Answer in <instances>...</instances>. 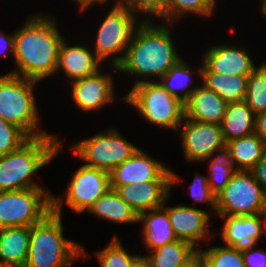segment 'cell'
Masks as SVG:
<instances>
[{
  "label": "cell",
  "mask_w": 266,
  "mask_h": 267,
  "mask_svg": "<svg viewBox=\"0 0 266 267\" xmlns=\"http://www.w3.org/2000/svg\"><path fill=\"white\" fill-rule=\"evenodd\" d=\"M50 15L31 16L14 35L15 69L8 72L40 82L56 74L59 47L64 39Z\"/></svg>",
  "instance_id": "obj_1"
},
{
  "label": "cell",
  "mask_w": 266,
  "mask_h": 267,
  "mask_svg": "<svg viewBox=\"0 0 266 267\" xmlns=\"http://www.w3.org/2000/svg\"><path fill=\"white\" fill-rule=\"evenodd\" d=\"M164 24L142 21L133 34L123 61L117 66L119 72L144 77L135 84L146 81L148 76L160 79L182 59L171 39L169 28H173V23Z\"/></svg>",
  "instance_id": "obj_2"
},
{
  "label": "cell",
  "mask_w": 266,
  "mask_h": 267,
  "mask_svg": "<svg viewBox=\"0 0 266 267\" xmlns=\"http://www.w3.org/2000/svg\"><path fill=\"white\" fill-rule=\"evenodd\" d=\"M58 136L30 138L19 149L0 156V192L41 187L31 178L57 157L62 148Z\"/></svg>",
  "instance_id": "obj_3"
},
{
  "label": "cell",
  "mask_w": 266,
  "mask_h": 267,
  "mask_svg": "<svg viewBox=\"0 0 266 267\" xmlns=\"http://www.w3.org/2000/svg\"><path fill=\"white\" fill-rule=\"evenodd\" d=\"M90 255L74 241L63 237L62 215L53 210L30 226V243L24 267H68L72 260Z\"/></svg>",
  "instance_id": "obj_4"
},
{
  "label": "cell",
  "mask_w": 266,
  "mask_h": 267,
  "mask_svg": "<svg viewBox=\"0 0 266 267\" xmlns=\"http://www.w3.org/2000/svg\"><path fill=\"white\" fill-rule=\"evenodd\" d=\"M38 83L11 73L0 75V117L22 129L30 138L49 134L39 130L40 118L33 94Z\"/></svg>",
  "instance_id": "obj_5"
},
{
  "label": "cell",
  "mask_w": 266,
  "mask_h": 267,
  "mask_svg": "<svg viewBox=\"0 0 266 267\" xmlns=\"http://www.w3.org/2000/svg\"><path fill=\"white\" fill-rule=\"evenodd\" d=\"M121 98L138 110L145 121L177 131L185 117L184 103L172 96L158 80L141 81Z\"/></svg>",
  "instance_id": "obj_6"
},
{
  "label": "cell",
  "mask_w": 266,
  "mask_h": 267,
  "mask_svg": "<svg viewBox=\"0 0 266 267\" xmlns=\"http://www.w3.org/2000/svg\"><path fill=\"white\" fill-rule=\"evenodd\" d=\"M135 15L129 7L115 2L98 28L93 52L102 63L112 57L111 65L115 71L124 59L135 30L142 23L137 22ZM117 53L120 56H115Z\"/></svg>",
  "instance_id": "obj_7"
},
{
  "label": "cell",
  "mask_w": 266,
  "mask_h": 267,
  "mask_svg": "<svg viewBox=\"0 0 266 267\" xmlns=\"http://www.w3.org/2000/svg\"><path fill=\"white\" fill-rule=\"evenodd\" d=\"M138 149L133 143L123 138L118 130L110 128L92 137L77 141L70 150L74 157L85 162L84 165L110 173Z\"/></svg>",
  "instance_id": "obj_8"
},
{
  "label": "cell",
  "mask_w": 266,
  "mask_h": 267,
  "mask_svg": "<svg viewBox=\"0 0 266 267\" xmlns=\"http://www.w3.org/2000/svg\"><path fill=\"white\" fill-rule=\"evenodd\" d=\"M52 211V194L42 187L0 192V229L31 225Z\"/></svg>",
  "instance_id": "obj_9"
},
{
  "label": "cell",
  "mask_w": 266,
  "mask_h": 267,
  "mask_svg": "<svg viewBox=\"0 0 266 267\" xmlns=\"http://www.w3.org/2000/svg\"><path fill=\"white\" fill-rule=\"evenodd\" d=\"M266 214V193L251 171L239 170L216 195V215Z\"/></svg>",
  "instance_id": "obj_10"
},
{
  "label": "cell",
  "mask_w": 266,
  "mask_h": 267,
  "mask_svg": "<svg viewBox=\"0 0 266 267\" xmlns=\"http://www.w3.org/2000/svg\"><path fill=\"white\" fill-rule=\"evenodd\" d=\"M65 201L52 195V210L62 215L64 203L75 213H83L110 188L109 172L82 165L71 178Z\"/></svg>",
  "instance_id": "obj_11"
},
{
  "label": "cell",
  "mask_w": 266,
  "mask_h": 267,
  "mask_svg": "<svg viewBox=\"0 0 266 267\" xmlns=\"http://www.w3.org/2000/svg\"><path fill=\"white\" fill-rule=\"evenodd\" d=\"M182 123L181 146L184 157L191 163L206 162L214 156L215 150L225 144L219 124L193 121L185 117Z\"/></svg>",
  "instance_id": "obj_12"
},
{
  "label": "cell",
  "mask_w": 266,
  "mask_h": 267,
  "mask_svg": "<svg viewBox=\"0 0 266 267\" xmlns=\"http://www.w3.org/2000/svg\"><path fill=\"white\" fill-rule=\"evenodd\" d=\"M110 188L154 180H172L171 170L148 153L138 149L129 159L116 166L110 173Z\"/></svg>",
  "instance_id": "obj_13"
},
{
  "label": "cell",
  "mask_w": 266,
  "mask_h": 267,
  "mask_svg": "<svg viewBox=\"0 0 266 267\" xmlns=\"http://www.w3.org/2000/svg\"><path fill=\"white\" fill-rule=\"evenodd\" d=\"M172 180H154L142 185L118 186L115 191L136 213L157 209L170 199L172 185L180 182V177L171 170Z\"/></svg>",
  "instance_id": "obj_14"
},
{
  "label": "cell",
  "mask_w": 266,
  "mask_h": 267,
  "mask_svg": "<svg viewBox=\"0 0 266 267\" xmlns=\"http://www.w3.org/2000/svg\"><path fill=\"white\" fill-rule=\"evenodd\" d=\"M162 206L170 218V224L177 239L186 241L195 247L201 240L215 237V233L208 229L210 213L186 205L166 207Z\"/></svg>",
  "instance_id": "obj_15"
},
{
  "label": "cell",
  "mask_w": 266,
  "mask_h": 267,
  "mask_svg": "<svg viewBox=\"0 0 266 267\" xmlns=\"http://www.w3.org/2000/svg\"><path fill=\"white\" fill-rule=\"evenodd\" d=\"M225 219L221 236L225 246L244 251L257 245L266 235V214L219 216Z\"/></svg>",
  "instance_id": "obj_16"
},
{
  "label": "cell",
  "mask_w": 266,
  "mask_h": 267,
  "mask_svg": "<svg viewBox=\"0 0 266 267\" xmlns=\"http://www.w3.org/2000/svg\"><path fill=\"white\" fill-rule=\"evenodd\" d=\"M110 75L101 70L72 82V99L85 112L98 111L114 101V84Z\"/></svg>",
  "instance_id": "obj_17"
},
{
  "label": "cell",
  "mask_w": 266,
  "mask_h": 267,
  "mask_svg": "<svg viewBox=\"0 0 266 267\" xmlns=\"http://www.w3.org/2000/svg\"><path fill=\"white\" fill-rule=\"evenodd\" d=\"M205 52L201 64L211 72L225 76H249L257 68L247 49L243 47L222 44L207 48Z\"/></svg>",
  "instance_id": "obj_18"
},
{
  "label": "cell",
  "mask_w": 266,
  "mask_h": 267,
  "mask_svg": "<svg viewBox=\"0 0 266 267\" xmlns=\"http://www.w3.org/2000/svg\"><path fill=\"white\" fill-rule=\"evenodd\" d=\"M101 61L84 45L69 46L65 38L59 47L57 72L63 70L71 82L99 71Z\"/></svg>",
  "instance_id": "obj_19"
},
{
  "label": "cell",
  "mask_w": 266,
  "mask_h": 267,
  "mask_svg": "<svg viewBox=\"0 0 266 267\" xmlns=\"http://www.w3.org/2000/svg\"><path fill=\"white\" fill-rule=\"evenodd\" d=\"M227 105L218 94L201 84L184 104L185 118L221 125Z\"/></svg>",
  "instance_id": "obj_20"
},
{
  "label": "cell",
  "mask_w": 266,
  "mask_h": 267,
  "mask_svg": "<svg viewBox=\"0 0 266 267\" xmlns=\"http://www.w3.org/2000/svg\"><path fill=\"white\" fill-rule=\"evenodd\" d=\"M30 243V227L14 226L0 229V265L24 267Z\"/></svg>",
  "instance_id": "obj_21"
},
{
  "label": "cell",
  "mask_w": 266,
  "mask_h": 267,
  "mask_svg": "<svg viewBox=\"0 0 266 267\" xmlns=\"http://www.w3.org/2000/svg\"><path fill=\"white\" fill-rule=\"evenodd\" d=\"M139 222L143 223L142 237L148 251L178 240L163 207L140 213Z\"/></svg>",
  "instance_id": "obj_22"
},
{
  "label": "cell",
  "mask_w": 266,
  "mask_h": 267,
  "mask_svg": "<svg viewBox=\"0 0 266 267\" xmlns=\"http://www.w3.org/2000/svg\"><path fill=\"white\" fill-rule=\"evenodd\" d=\"M198 77L206 88L213 90L227 104L241 102L247 93L248 76H225L211 72L204 64L198 67Z\"/></svg>",
  "instance_id": "obj_23"
},
{
  "label": "cell",
  "mask_w": 266,
  "mask_h": 267,
  "mask_svg": "<svg viewBox=\"0 0 266 267\" xmlns=\"http://www.w3.org/2000/svg\"><path fill=\"white\" fill-rule=\"evenodd\" d=\"M87 211L113 223H138L137 213L111 188L99 197Z\"/></svg>",
  "instance_id": "obj_24"
},
{
  "label": "cell",
  "mask_w": 266,
  "mask_h": 267,
  "mask_svg": "<svg viewBox=\"0 0 266 267\" xmlns=\"http://www.w3.org/2000/svg\"><path fill=\"white\" fill-rule=\"evenodd\" d=\"M221 127L225 143L244 137L255 132V114L244 100L229 103Z\"/></svg>",
  "instance_id": "obj_25"
},
{
  "label": "cell",
  "mask_w": 266,
  "mask_h": 267,
  "mask_svg": "<svg viewBox=\"0 0 266 267\" xmlns=\"http://www.w3.org/2000/svg\"><path fill=\"white\" fill-rule=\"evenodd\" d=\"M238 170L251 171L266 152V144L255 133L227 142Z\"/></svg>",
  "instance_id": "obj_26"
},
{
  "label": "cell",
  "mask_w": 266,
  "mask_h": 267,
  "mask_svg": "<svg viewBox=\"0 0 266 267\" xmlns=\"http://www.w3.org/2000/svg\"><path fill=\"white\" fill-rule=\"evenodd\" d=\"M193 75H195V72L190 69L189 64L182 58L158 81L172 96L185 104L198 87L189 88L190 84L193 83Z\"/></svg>",
  "instance_id": "obj_27"
},
{
  "label": "cell",
  "mask_w": 266,
  "mask_h": 267,
  "mask_svg": "<svg viewBox=\"0 0 266 267\" xmlns=\"http://www.w3.org/2000/svg\"><path fill=\"white\" fill-rule=\"evenodd\" d=\"M216 152H218V154L210 160L211 162L208 170L209 177H207L211 191L215 195L219 194L229 183L234 173L239 171L231 156V150L227 143L215 150L214 154Z\"/></svg>",
  "instance_id": "obj_28"
},
{
  "label": "cell",
  "mask_w": 266,
  "mask_h": 267,
  "mask_svg": "<svg viewBox=\"0 0 266 267\" xmlns=\"http://www.w3.org/2000/svg\"><path fill=\"white\" fill-rule=\"evenodd\" d=\"M199 248L182 240L166 243L145 255L151 267H180Z\"/></svg>",
  "instance_id": "obj_29"
},
{
  "label": "cell",
  "mask_w": 266,
  "mask_h": 267,
  "mask_svg": "<svg viewBox=\"0 0 266 267\" xmlns=\"http://www.w3.org/2000/svg\"><path fill=\"white\" fill-rule=\"evenodd\" d=\"M216 8L214 0H166V22L172 24L183 15L196 14L209 17Z\"/></svg>",
  "instance_id": "obj_30"
},
{
  "label": "cell",
  "mask_w": 266,
  "mask_h": 267,
  "mask_svg": "<svg viewBox=\"0 0 266 267\" xmlns=\"http://www.w3.org/2000/svg\"><path fill=\"white\" fill-rule=\"evenodd\" d=\"M244 101L253 113L266 112V63H262L249 76Z\"/></svg>",
  "instance_id": "obj_31"
},
{
  "label": "cell",
  "mask_w": 266,
  "mask_h": 267,
  "mask_svg": "<svg viewBox=\"0 0 266 267\" xmlns=\"http://www.w3.org/2000/svg\"><path fill=\"white\" fill-rule=\"evenodd\" d=\"M205 267H245L242 251L228 246H213L208 250L198 249Z\"/></svg>",
  "instance_id": "obj_32"
},
{
  "label": "cell",
  "mask_w": 266,
  "mask_h": 267,
  "mask_svg": "<svg viewBox=\"0 0 266 267\" xmlns=\"http://www.w3.org/2000/svg\"><path fill=\"white\" fill-rule=\"evenodd\" d=\"M100 267H130L132 261L138 256L128 253L116 235L102 250L96 251Z\"/></svg>",
  "instance_id": "obj_33"
},
{
  "label": "cell",
  "mask_w": 266,
  "mask_h": 267,
  "mask_svg": "<svg viewBox=\"0 0 266 267\" xmlns=\"http://www.w3.org/2000/svg\"><path fill=\"white\" fill-rule=\"evenodd\" d=\"M29 139L22 129L0 117V156L19 149Z\"/></svg>",
  "instance_id": "obj_34"
},
{
  "label": "cell",
  "mask_w": 266,
  "mask_h": 267,
  "mask_svg": "<svg viewBox=\"0 0 266 267\" xmlns=\"http://www.w3.org/2000/svg\"><path fill=\"white\" fill-rule=\"evenodd\" d=\"M117 3L129 7L135 14L148 13L149 17L142 21H151L150 16H154L166 23V0H118Z\"/></svg>",
  "instance_id": "obj_35"
},
{
  "label": "cell",
  "mask_w": 266,
  "mask_h": 267,
  "mask_svg": "<svg viewBox=\"0 0 266 267\" xmlns=\"http://www.w3.org/2000/svg\"><path fill=\"white\" fill-rule=\"evenodd\" d=\"M195 177L190 188V196L194 201V205L196 202H207L208 206H211L216 214V195L211 191V188L208 184L207 176L198 175L195 173Z\"/></svg>",
  "instance_id": "obj_36"
},
{
  "label": "cell",
  "mask_w": 266,
  "mask_h": 267,
  "mask_svg": "<svg viewBox=\"0 0 266 267\" xmlns=\"http://www.w3.org/2000/svg\"><path fill=\"white\" fill-rule=\"evenodd\" d=\"M254 248L242 251L245 267H266V252Z\"/></svg>",
  "instance_id": "obj_37"
},
{
  "label": "cell",
  "mask_w": 266,
  "mask_h": 267,
  "mask_svg": "<svg viewBox=\"0 0 266 267\" xmlns=\"http://www.w3.org/2000/svg\"><path fill=\"white\" fill-rule=\"evenodd\" d=\"M251 172L266 193V152L264 153L263 157L257 162L255 167L251 170Z\"/></svg>",
  "instance_id": "obj_38"
},
{
  "label": "cell",
  "mask_w": 266,
  "mask_h": 267,
  "mask_svg": "<svg viewBox=\"0 0 266 267\" xmlns=\"http://www.w3.org/2000/svg\"><path fill=\"white\" fill-rule=\"evenodd\" d=\"M14 35L15 32L11 35H7L3 31H0V57L6 56V53L9 51L14 56Z\"/></svg>",
  "instance_id": "obj_39"
},
{
  "label": "cell",
  "mask_w": 266,
  "mask_h": 267,
  "mask_svg": "<svg viewBox=\"0 0 266 267\" xmlns=\"http://www.w3.org/2000/svg\"><path fill=\"white\" fill-rule=\"evenodd\" d=\"M255 133L266 144V112L255 115Z\"/></svg>",
  "instance_id": "obj_40"
},
{
  "label": "cell",
  "mask_w": 266,
  "mask_h": 267,
  "mask_svg": "<svg viewBox=\"0 0 266 267\" xmlns=\"http://www.w3.org/2000/svg\"><path fill=\"white\" fill-rule=\"evenodd\" d=\"M180 267H205L203 257L199 250H197L188 260H186Z\"/></svg>",
  "instance_id": "obj_41"
},
{
  "label": "cell",
  "mask_w": 266,
  "mask_h": 267,
  "mask_svg": "<svg viewBox=\"0 0 266 267\" xmlns=\"http://www.w3.org/2000/svg\"><path fill=\"white\" fill-rule=\"evenodd\" d=\"M130 267H151L146 256L138 255L131 263Z\"/></svg>",
  "instance_id": "obj_42"
},
{
  "label": "cell",
  "mask_w": 266,
  "mask_h": 267,
  "mask_svg": "<svg viewBox=\"0 0 266 267\" xmlns=\"http://www.w3.org/2000/svg\"><path fill=\"white\" fill-rule=\"evenodd\" d=\"M78 3V5H80V11L83 12L84 10H88V8H90V6H92L94 3H100V4H105L103 3L101 0H74Z\"/></svg>",
  "instance_id": "obj_43"
},
{
  "label": "cell",
  "mask_w": 266,
  "mask_h": 267,
  "mask_svg": "<svg viewBox=\"0 0 266 267\" xmlns=\"http://www.w3.org/2000/svg\"><path fill=\"white\" fill-rule=\"evenodd\" d=\"M261 11H262L263 14H265V16H266V4H264V5L261 7Z\"/></svg>",
  "instance_id": "obj_44"
},
{
  "label": "cell",
  "mask_w": 266,
  "mask_h": 267,
  "mask_svg": "<svg viewBox=\"0 0 266 267\" xmlns=\"http://www.w3.org/2000/svg\"><path fill=\"white\" fill-rule=\"evenodd\" d=\"M261 3H262V4H261L260 6L262 7L264 4H266V0H262Z\"/></svg>",
  "instance_id": "obj_45"
},
{
  "label": "cell",
  "mask_w": 266,
  "mask_h": 267,
  "mask_svg": "<svg viewBox=\"0 0 266 267\" xmlns=\"http://www.w3.org/2000/svg\"><path fill=\"white\" fill-rule=\"evenodd\" d=\"M101 1H102L103 3H107L108 0H101ZM117 1H118V0H116V2H117Z\"/></svg>",
  "instance_id": "obj_46"
}]
</instances>
